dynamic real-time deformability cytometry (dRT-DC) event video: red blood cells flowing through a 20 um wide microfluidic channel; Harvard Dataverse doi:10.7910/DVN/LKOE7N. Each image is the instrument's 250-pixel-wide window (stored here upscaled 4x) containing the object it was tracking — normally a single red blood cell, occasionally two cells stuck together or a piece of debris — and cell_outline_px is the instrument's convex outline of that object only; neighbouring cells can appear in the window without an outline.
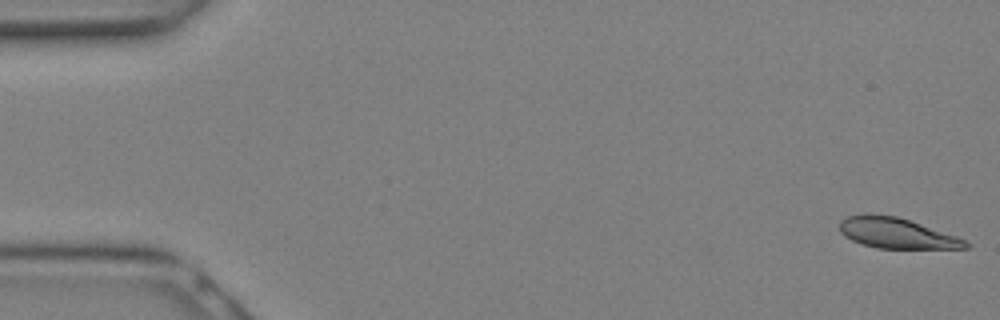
{"species": "Egyptian fruit bat (a non-hibernating species)", "species_latin": "Rousettus aegyptiacus", "temperature_condition": "warm", "stored_images_in_passage": 19, "camera_frame_rate_fps": 3000, "um_per_image_px": 0.085, "animal": {"sex": "female"}, "frame": {"image": 1, "passage_image": 1, "time_ms": 0.0, "image_size_px": [1000, 320], "cell_outline_px": [[972, 244], [968, 248], [876, 248], [852, 240], [844, 236], [840, 232], [840, 220], [848, 216], [864, 212], [896, 216], [956, 236]], "centroid_in_image_um": [76.16, 19.8], "position_along_channel_um": 8.8, "area_um2": 22.25}}
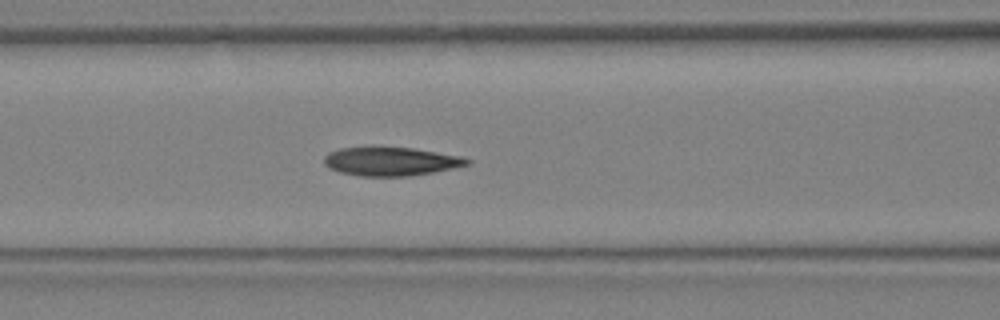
{"frame": {"image": 2, "passage_image": 12, "time_ms": 3.667, "image_size_px": [1000, 320], "cell_outline_px": [[472, 160], [468, 164], [452, 168], [432, 172], [408, 176], [360, 176], [340, 172], [328, 168], [324, 164], [324, 156], [328, 152], [340, 148], [372, 144], [412, 148], [460, 156]], "centroid_in_image_um": [33.12, 13.68], "position_along_channel_um": 133.5, "area_um2": 24.51}}
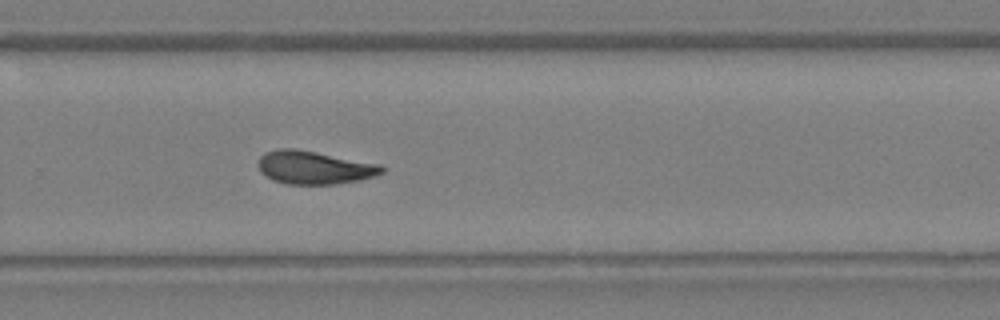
{"frame": {"image": 3, "passage_image": 19, "time_ms": 6.0, "image_size_px": [1000, 320], "cell_outline_px": [[384, 172], [360, 180], [336, 184], [288, 184], [276, 180], [260, 172], [260, 156], [264, 152], [276, 148], [296, 148], [380, 164], [384, 168]], "centroid_in_image_um": [26.72, 14.22], "position_along_channel_um": 303.1, "area_um2": 23.7}}